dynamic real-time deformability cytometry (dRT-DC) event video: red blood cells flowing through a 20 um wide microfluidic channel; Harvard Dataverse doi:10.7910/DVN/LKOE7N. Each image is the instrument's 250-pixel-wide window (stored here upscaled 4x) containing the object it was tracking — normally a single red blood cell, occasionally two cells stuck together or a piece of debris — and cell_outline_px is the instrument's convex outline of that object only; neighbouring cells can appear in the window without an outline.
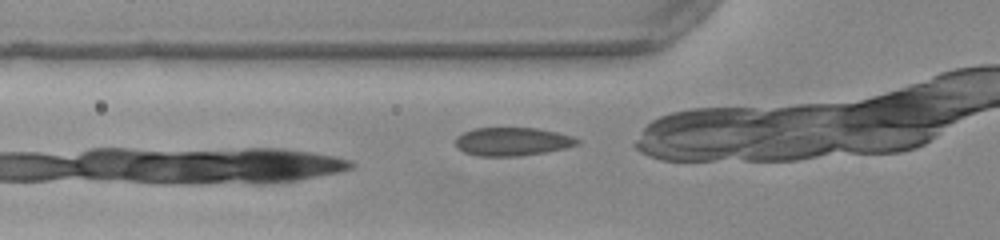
{"species": "common noctule bat (a hibernating species)", "species_latin": "Nyctalus noctula", "temperature_condition": "warm", "stored_images_in_passage": 18, "camera_frame_rate_fps": 3000, "um_per_image_px": 0.085, "animal": {"sex": "female", "body_mass_g": 22.0, "forearm_length_mm": 56.7}, "frame": {"image": 1, "passage_image": 18, "time_ms": 5.667, "image_size_px": [1000, 240], "cell_outline_px": [[580, 144], [564, 148], [544, 152], [516, 156], [480, 156], [464, 152], [456, 148], [456, 136], [472, 128], [536, 128], [556, 132], [572, 136], [580, 140]], "centroid_in_image_um": [43.52, 12.03], "position_along_channel_um": 82.3, "area_um2": 20.06}}